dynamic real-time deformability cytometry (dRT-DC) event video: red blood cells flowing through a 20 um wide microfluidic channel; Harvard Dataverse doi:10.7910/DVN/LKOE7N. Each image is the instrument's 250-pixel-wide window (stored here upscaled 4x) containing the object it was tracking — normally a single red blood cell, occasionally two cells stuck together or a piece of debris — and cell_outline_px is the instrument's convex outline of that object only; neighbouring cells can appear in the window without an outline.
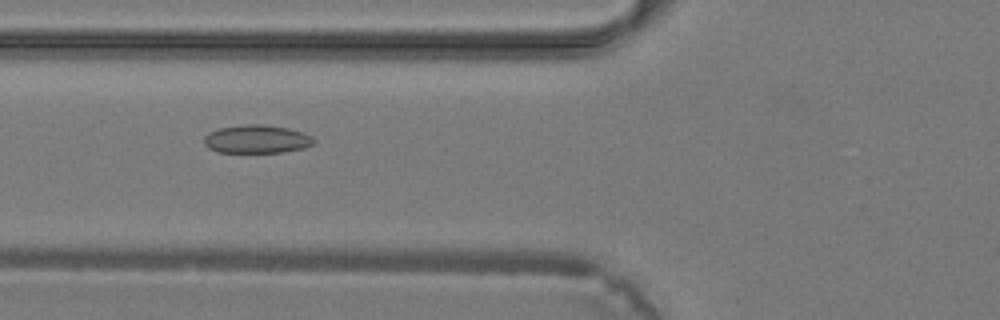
{"species": "common noctule bat (a hibernating species)", "species_latin": "Nyctalus noctula", "temperature_condition": "warm", "stored_images_in_passage": 26, "camera_frame_rate_fps": 3000, "um_per_image_px": 0.085, "animal": {"sex": "male", "body_mass_g": 19.2, "forearm_length_mm": 51.8}, "frame": {"image": 1, "passage_image": 4, "time_ms": 1.0, "image_size_px": [1000, 320], "cell_outline_px": [[316, 140], [312, 144], [304, 148], [280, 152], [216, 152], [208, 148], [204, 144], [204, 136], [208, 132], [220, 128], [244, 124], [264, 124], [288, 128], [304, 132], [312, 136]], "centroid_in_image_um": [21.81, 11.82], "position_along_channel_um": 104.0, "area_um2": 18.21}}
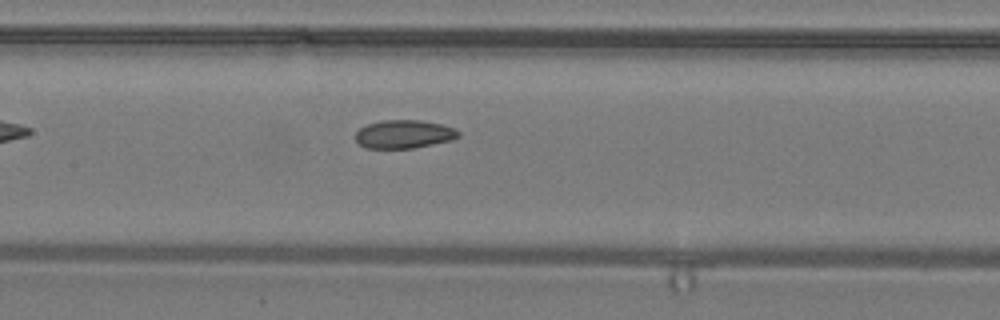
{"frame": {"image": 2, "passage_image": 8, "time_ms": 2.333, "image_size_px": [1000, 320], "cell_outline_px": [[460, 136], [452, 140], [412, 148], [364, 148], [356, 140], [356, 132], [360, 128], [368, 124], [380, 120], [420, 120], [440, 124], [456, 128], [460, 132]], "centroid_in_image_um": [34.35, 11.4], "position_along_channel_um": 173.0, "area_um2": 16.99}}
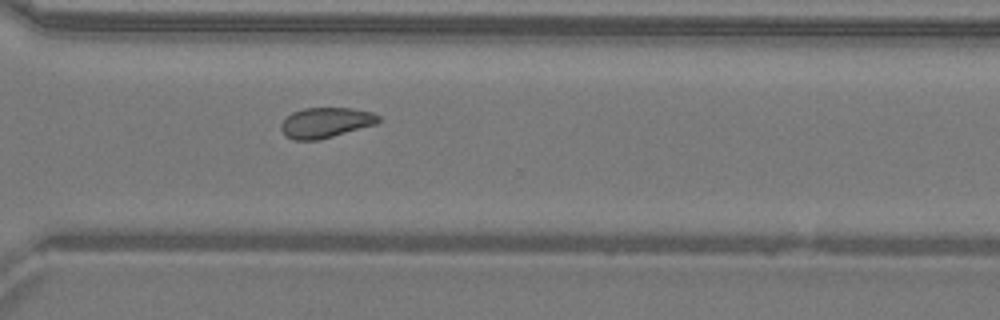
{"frame": {"image": 3, "passage_image": 18, "time_ms": 5.667, "image_size_px": [1000, 320], "cell_outline_px": [[380, 120], [376, 124], [320, 140], [292, 140], [280, 128], [280, 124], [292, 112], [304, 108], [352, 108], [372, 112], [380, 116]], "centroid_in_image_um": [27.7, 10.42], "position_along_channel_um": 342.9, "area_um2": 17.17}}